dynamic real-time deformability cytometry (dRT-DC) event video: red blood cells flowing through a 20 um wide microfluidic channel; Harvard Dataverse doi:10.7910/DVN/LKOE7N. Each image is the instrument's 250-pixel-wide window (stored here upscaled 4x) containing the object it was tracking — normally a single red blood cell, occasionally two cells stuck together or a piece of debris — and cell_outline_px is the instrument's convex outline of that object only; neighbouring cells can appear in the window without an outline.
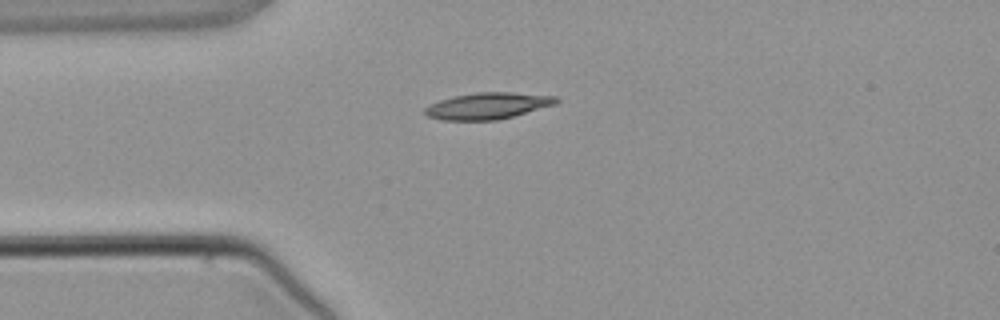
{"species": "common noctule bat (a hibernating species)", "species_latin": "Nyctalus noctula", "temperature_condition": "warm", "stored_images_in_passage": 1, "camera_frame_rate_fps": 3000, "um_per_image_px": 0.085, "animal": {"sex": "male", "body_mass_g": 21.5, "forearm_length_mm": 52.0}, "frame": {"image": 1, "passage_image": 1, "time_ms": 0.0, "image_size_px": [1000, 320], "cell_outline_px": [[560, 100], [556, 104], [500, 120], [440, 120], [428, 116], [424, 112], [424, 108], [440, 100], [456, 96], [476, 92], [512, 92], [556, 96]], "centroid_in_image_um": [41.49, 9.0], "position_along_channel_um": 43.5, "area_um2": 20.23}}